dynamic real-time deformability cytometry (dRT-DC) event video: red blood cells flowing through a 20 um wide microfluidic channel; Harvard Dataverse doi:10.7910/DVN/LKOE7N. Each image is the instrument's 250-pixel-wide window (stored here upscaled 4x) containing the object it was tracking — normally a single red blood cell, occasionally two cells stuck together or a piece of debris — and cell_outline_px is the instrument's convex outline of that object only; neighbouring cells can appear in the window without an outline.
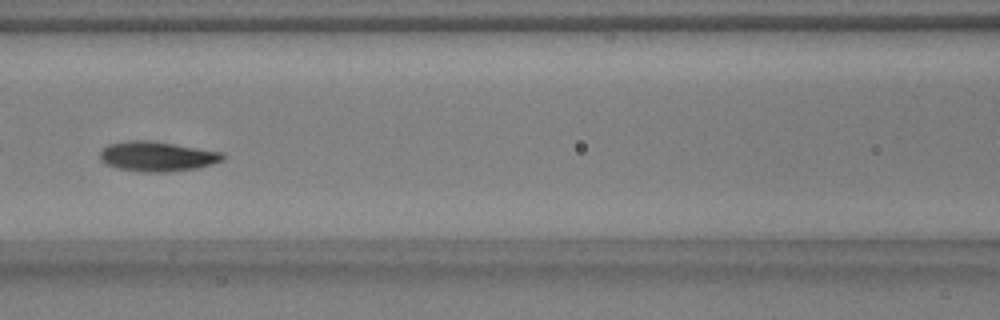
{"species": "common noctule bat (a hibernating species)", "species_latin": "Nyctalus noctula", "temperature_condition": "warm", "stored_images_in_passage": 41, "camera_frame_rate_fps": 3000, "um_per_image_px": 0.085, "animal": {"sex": "male", "body_mass_g": 17.9, "forearm_length_mm": 54.2}, "frame": {"image": 1, "passage_image": 12, "time_ms": 3.667, "image_size_px": [1000, 320], "cell_outline_px": [[224, 160], [212, 164], [196, 168], [168, 172], [140, 172], [116, 168], [104, 164], [100, 160], [100, 148], [108, 144], [128, 140], [148, 140], [224, 152]], "centroid_in_image_um": [13.31, 13.3], "position_along_channel_um": 153.3, "area_um2": 21.62}}
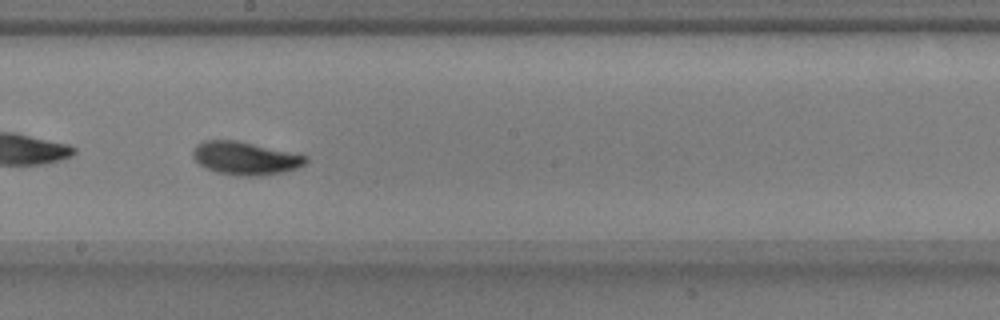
{"frame": {"image": 2, "passage_image": 18, "time_ms": 5.667, "image_size_px": [1000, 320], "cell_outline_px": [[308, 160], [304, 164], [296, 168], [284, 172], [260, 176], [236, 176], [216, 172], [204, 168], [192, 156], [192, 152], [196, 144], [204, 140], [236, 140], [308, 156]], "centroid_in_image_um": [20.82, 13.46], "position_along_channel_um": 227.4, "area_um2": 21.79}}
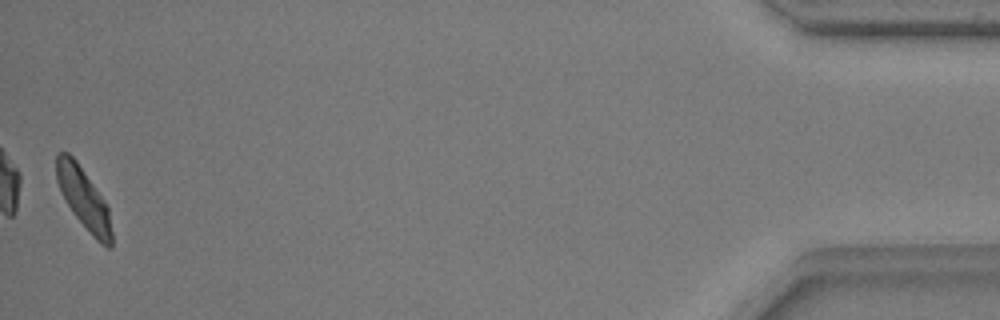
{"frame": {"image": 3, "passage_image": 41, "time_ms": 13.333, "image_size_px": [1000, 320], "cell_outline_px": [[112, 248], [108, 248], [100, 244], [92, 236], [72, 212], [56, 180], [56, 152], [68, 152], [76, 160], [104, 200], [108, 208], [112, 232]], "centroid_in_image_um": [7.12, 16.89], "position_along_channel_um": 428.1, "area_um2": 19.42}, "authors_computed_cell_mechanics": {"area_um2": 20.8658, "velocity_mm_per_s": 3.721, "shape_relaxation_time_tau1_ms": 2.897, "shape_relaxation_time_tau2_ms": 2.2978, "deformation_change_tau1": 0.1692, "deformation_change_tau2": 0.079}}